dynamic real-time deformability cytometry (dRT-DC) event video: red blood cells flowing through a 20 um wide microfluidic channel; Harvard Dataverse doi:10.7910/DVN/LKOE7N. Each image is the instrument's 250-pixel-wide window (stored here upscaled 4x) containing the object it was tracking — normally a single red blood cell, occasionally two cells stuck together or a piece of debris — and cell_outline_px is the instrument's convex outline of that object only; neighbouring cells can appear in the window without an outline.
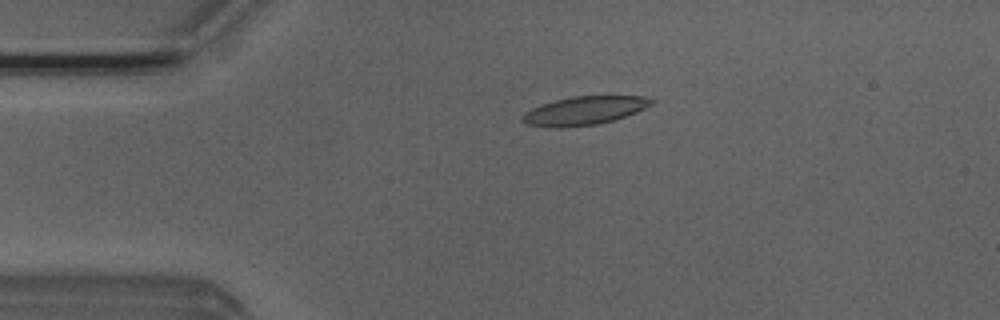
{"species": "Egyptian fruit bat (a non-hibernating species)", "species_latin": "Rousettus aegyptiacus", "temperature_condition": "room temperature", "stored_images_in_passage": 53, "camera_frame_rate_fps": 3000, "um_per_image_px": 0.085, "animal": {"sex": "male"}, "frame": {"image": 1, "passage_image": 11, "time_ms": 3.333, "image_size_px": [1000, 320], "cell_outline_px": [[656, 100], [652, 104], [636, 112], [612, 120], [596, 124], [564, 128], [556, 128], [524, 124], [520, 120], [520, 116], [524, 112], [540, 104], [572, 96], [644, 96]], "centroid_in_image_um": [49.6, 9.41], "position_along_channel_um": 35.4, "area_um2": 21.5}}
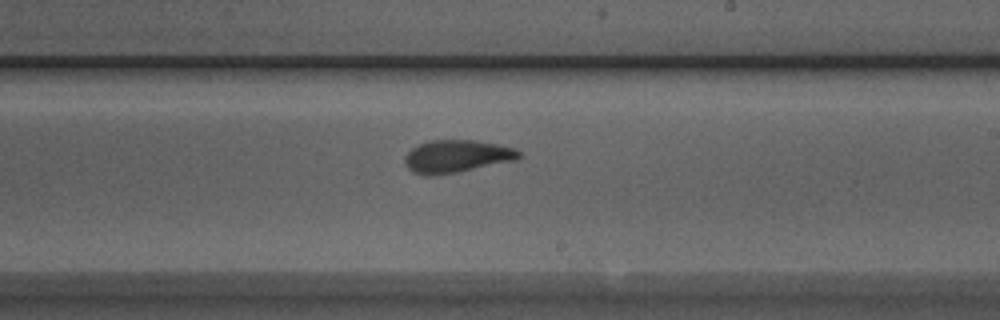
{"frame": {"image": 2, "passage_image": 30, "time_ms": 9.667, "image_size_px": [1000, 320], "cell_outline_px": [[520, 156], [516, 160], [456, 172], [432, 176], [424, 176], [412, 172], [404, 164], [404, 160], [408, 152], [412, 148], [420, 144], [432, 140], [476, 140], [516, 148], [520, 152]], "centroid_in_image_um": [38.8, 13.29], "position_along_channel_um": 250.2, "area_um2": 21.62}}
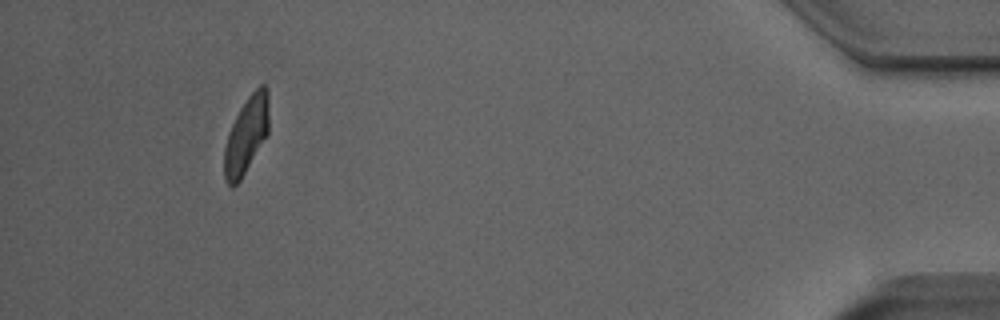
{"frame": {"image": 3, "passage_image": 48, "time_ms": 15.667, "image_size_px": [1000, 320], "cell_outline_px": [[268, 132], [240, 180], [232, 188], [224, 180], [224, 148], [228, 132], [240, 108], [248, 96], [260, 84], [264, 84], [268, 88]], "centroid_in_image_um": [20.92, 11.47], "position_along_channel_um": 414.3, "area_um2": 19.77}, "authors_computed_cell_mechanics": {"area_um2": 21.5016, "velocity_mm_per_s": 3.9456, "shape_relaxation_time_tau1_ms": 5.7964, "shape_relaxation_time_tau2_ms": 1.4904, "deformation_change_tau1": 0.1817, "deformation_change_tau2": 0.083}}